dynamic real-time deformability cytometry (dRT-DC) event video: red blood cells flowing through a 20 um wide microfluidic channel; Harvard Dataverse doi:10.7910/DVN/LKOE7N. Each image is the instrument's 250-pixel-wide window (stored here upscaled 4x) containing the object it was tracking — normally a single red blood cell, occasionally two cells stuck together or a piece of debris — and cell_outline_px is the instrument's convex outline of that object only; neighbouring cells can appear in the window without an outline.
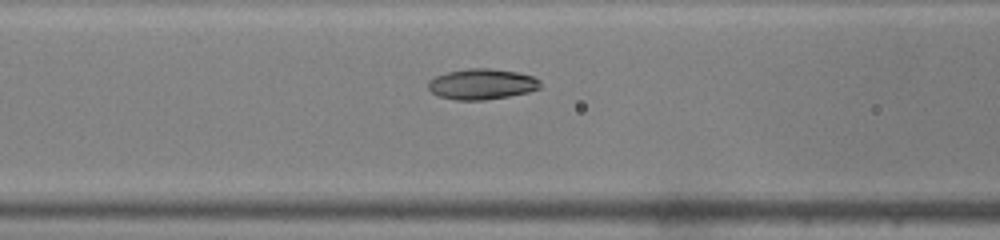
{"species": "common noctule bat (a hibernating species)", "species_latin": "Nyctalus noctula", "temperature_condition": "warm", "stored_images_in_passage": 41, "camera_frame_rate_fps": 3000, "um_per_image_px": 0.085, "animal": {"sex": "male", "body_mass_g": 19.0, "forearm_length_mm": 50.8}, "frame": {"image": 1, "passage_image": 13, "time_ms": 4.0, "image_size_px": [1000, 240], "cell_outline_px": [[540, 88], [528, 92], [508, 96], [484, 100], [456, 100], [440, 96], [432, 92], [428, 88], [428, 80], [444, 72], [468, 68], [488, 68], [520, 72], [532, 76], [540, 80]], "centroid_in_image_um": [40.95, 7.14], "position_along_channel_um": 125.7, "area_um2": 20.11}}
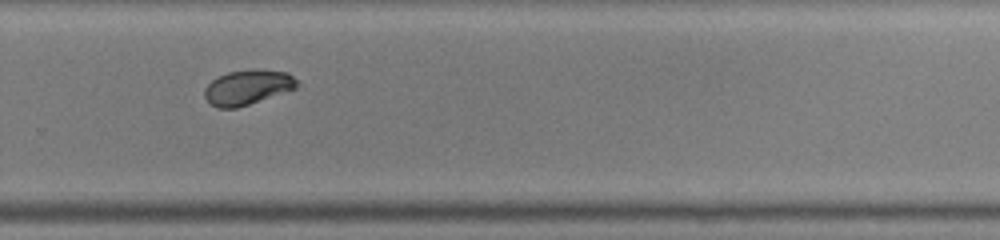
{"frame": {"image": 2, "passage_image": 26, "time_ms": 8.333, "image_size_px": [1000, 240], "cell_outline_px": [[300, 84], [296, 88], [236, 108], [216, 108], [204, 96], [204, 88], [216, 76], [228, 72], [252, 68], [256, 68], [288, 72]], "centroid_in_image_um": [21.03, 7.39], "position_along_channel_um": 308.8, "area_um2": 18.84}}
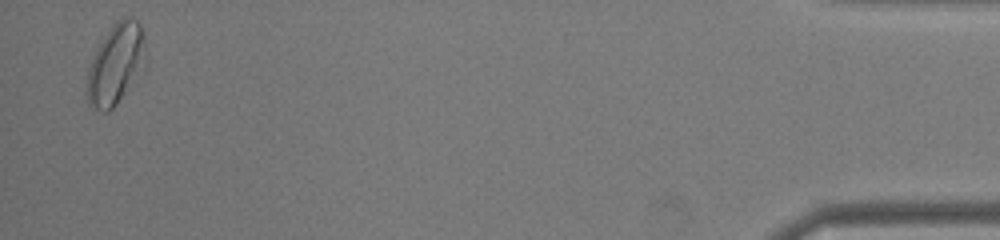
{"frame": {"image": 3, "passage_image": 40, "time_ms": 13.0, "image_size_px": [1000, 240], "cell_outline_px": [[148, 64], [116, 104], [108, 112], [104, 112], [88, 104], [84, 92], [88, 68], [92, 56], [104, 36], [116, 20], [124, 16], [128, 16], [136, 20], [140, 24], [144, 32], [148, 60]], "centroid_in_image_um": [9.86, 5.43], "position_along_channel_um": 425.3, "area_um2": 28.38}, "authors_computed_cell_mechanics": {"area_um2": 19.941, "velocity_mm_per_s": 4.2371, "shape_relaxation_time_tau1_ms": 3.0654, "shape_relaxation_time_tau2_ms": 1.5079, "deformation_change_tau1": 0.1319, "deformation_change_tau2": 0.0414}}